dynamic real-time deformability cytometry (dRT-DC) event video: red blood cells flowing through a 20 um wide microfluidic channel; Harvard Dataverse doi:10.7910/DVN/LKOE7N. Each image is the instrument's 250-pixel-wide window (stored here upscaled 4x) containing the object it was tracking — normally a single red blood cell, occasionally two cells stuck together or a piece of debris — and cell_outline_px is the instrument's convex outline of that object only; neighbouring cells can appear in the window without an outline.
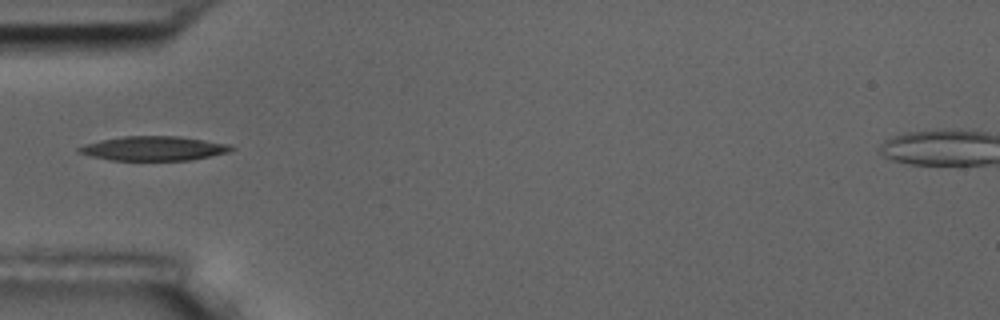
{"species": "common noctule bat (a hibernating species)", "species_latin": "Nyctalus noctula", "temperature_condition": "room temperature", "stored_images_in_passage": 7, "camera_frame_rate_fps": 3000, "um_per_image_px": 0.085, "animal": {"sex": "male", "body_mass_g": 17.5, "forearm_length_mm": 52.3}, "frame": {"image": 1, "passage_image": 4, "time_ms": 3.333, "image_size_px": [1000, 320], "cell_outline_px": [[236, 148], [228, 152], [192, 160], [108, 160], [76, 152], [76, 148], [84, 144], [100, 140], [124, 136], [176, 136], [232, 144]], "centroid_in_image_um": [13.06, 12.61], "position_along_channel_um": 71.9, "area_um2": 21.68}}
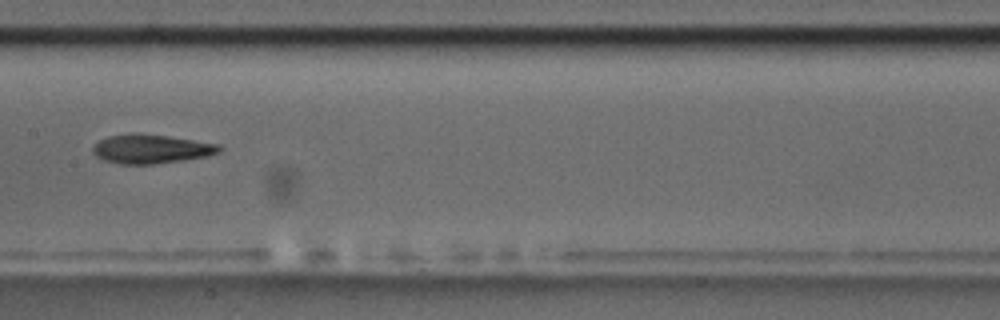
{"frame": {"image": 2, "passage_image": 7, "time_ms": 6.667, "image_size_px": [1000, 320], "cell_outline_px": [[224, 148], [220, 152], [208, 156], [156, 164], [120, 164], [104, 160], [96, 156], [92, 152], [92, 148], [100, 140], [108, 136], [132, 132], [136, 132], [168, 136], [220, 144]], "centroid_in_image_um": [12.86, 12.65], "position_along_channel_um": 194.5, "area_um2": 21.62}}